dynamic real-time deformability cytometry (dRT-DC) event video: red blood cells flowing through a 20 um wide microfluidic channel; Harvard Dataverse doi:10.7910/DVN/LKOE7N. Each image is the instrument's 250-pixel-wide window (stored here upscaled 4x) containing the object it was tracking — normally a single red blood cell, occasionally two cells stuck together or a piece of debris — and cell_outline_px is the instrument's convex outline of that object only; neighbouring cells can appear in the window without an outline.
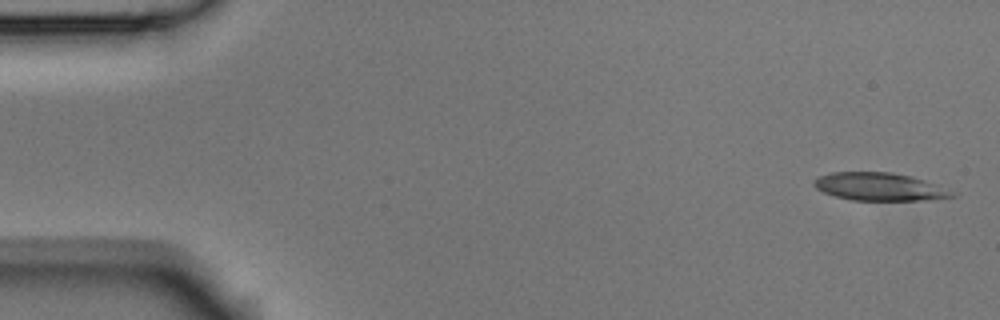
{"species": "Egyptian fruit bat (a non-hibernating species)", "species_latin": "Rousettus aegyptiacus", "temperature_condition": "room temperature", "stored_images_in_passage": 8, "camera_frame_rate_fps": 3000, "um_per_image_px": 0.085, "animal": {"sex": "male"}, "frame": {"image": 1, "passage_image": 1, "time_ms": 0.0, "image_size_px": [1000, 320], "cell_outline_px": [[960, 192], [956, 196], [928, 200], [852, 200], [836, 196], [824, 192], [816, 188], [812, 184], [812, 180], [820, 176], [832, 172], [892, 172], [912, 176]], "centroid_in_image_um": [74.82, 15.87], "position_along_channel_um": 10.2, "area_um2": 22.66}}
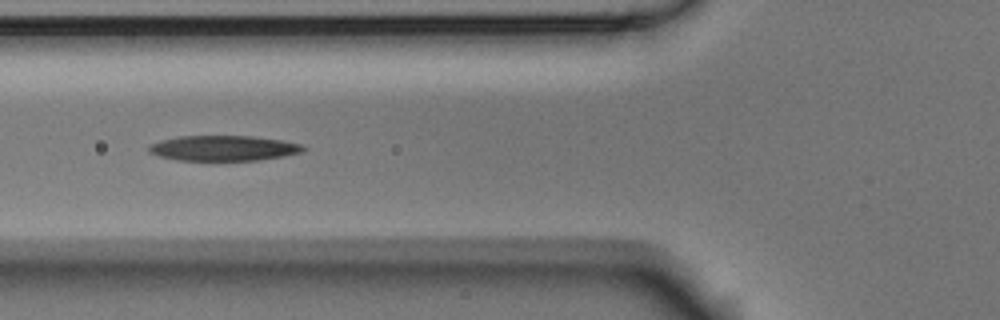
{"frame": {"image": 2, "passage_image": 6, "time_ms": 1.667, "image_size_px": [1000, 320], "cell_outline_px": [[308, 148], [304, 152], [284, 156], [260, 160], [176, 160], [160, 156], [148, 152], [148, 148], [152, 144], [160, 140], [180, 136], [252, 136], [280, 140], [300, 144]], "centroid_in_image_um": [19.03, 12.59], "position_along_channel_um": 106.8, "area_um2": 22.72}}
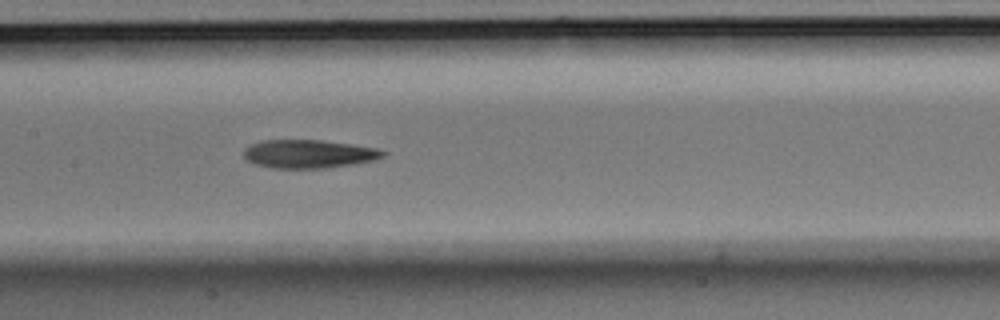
{"frame": {"image": 3, "passage_image": 8, "time_ms": 2.333, "image_size_px": [1000, 320], "cell_outline_px": [[388, 152], [384, 156], [372, 160], [352, 164], [324, 168], [272, 168], [256, 164], [248, 160], [244, 156], [244, 148], [260, 140], [320, 140], [380, 148]], "centroid_in_image_um": [26.25, 13.07], "position_along_channel_um": 181.1, "area_um2": 22.95}}